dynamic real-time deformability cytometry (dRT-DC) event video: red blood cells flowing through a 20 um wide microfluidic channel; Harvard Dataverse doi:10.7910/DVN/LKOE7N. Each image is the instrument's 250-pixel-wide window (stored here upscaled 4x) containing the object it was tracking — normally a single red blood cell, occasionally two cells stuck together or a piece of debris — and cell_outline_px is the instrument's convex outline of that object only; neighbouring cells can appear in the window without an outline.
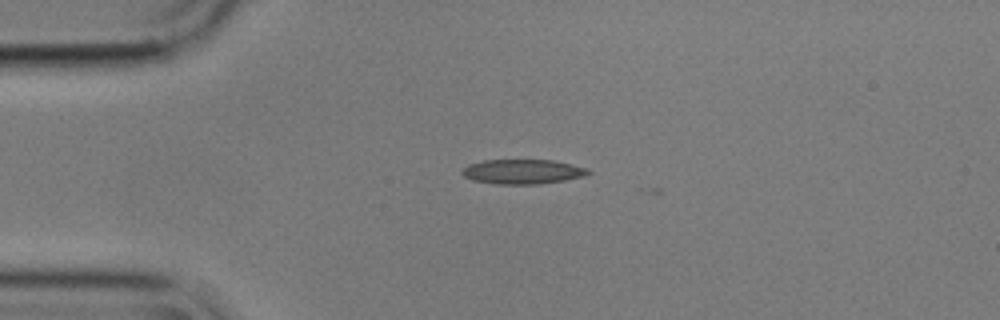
{"species": "common noctule bat (a hibernating species)", "species_latin": "Nyctalus noctula", "temperature_condition": "cold", "stored_images_in_passage": 2, "camera_frame_rate_fps": 3000, "um_per_image_px": 0.085, "animal": {"sex": "male", "body_mass_g": 17.9}, "frame": {"image": 1, "passage_image": 1, "time_ms": 0.0, "image_size_px": [1000, 320], "cell_outline_px": [[592, 172], [584, 176], [564, 180], [540, 184], [496, 184], [472, 180], [464, 176], [460, 172], [468, 164], [484, 160], [552, 160], [588, 168]], "centroid_in_image_um": [44.41, 14.59], "position_along_channel_um": 40.6, "area_um2": 18.09}}